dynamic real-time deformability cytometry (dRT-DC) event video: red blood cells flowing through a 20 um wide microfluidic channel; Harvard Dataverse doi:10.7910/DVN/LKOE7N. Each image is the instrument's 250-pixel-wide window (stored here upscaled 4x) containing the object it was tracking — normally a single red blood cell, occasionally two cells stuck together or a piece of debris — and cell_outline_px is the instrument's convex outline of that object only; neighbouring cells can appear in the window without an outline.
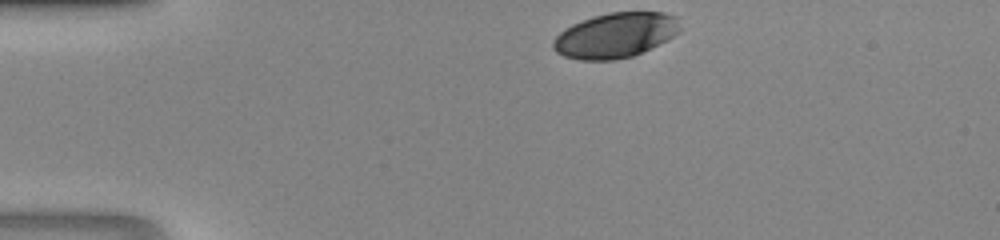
{"species": "human", "species_latin": "Homo sapiens", "temperature_condition": "room temperature", "stored_images_in_passage": 30, "camera_frame_rate_fps": 3000, "um_per_image_px": 0.085, "donor": {"sex": "male"}, "frame": {"image": 1, "passage_image": 1, "time_ms": 0.0, "image_size_px": [1000, 240], "cell_outline_px": [[680, 32], [632, 56], [616, 60], [580, 60], [564, 56], [556, 52], [552, 48], [552, 40], [564, 28], [572, 24], [592, 16], [608, 12], [664, 12], [676, 16], [680, 28]], "centroid_in_image_um": [52.26, 2.99], "position_along_channel_um": 32.7, "area_um2": 33.18}}
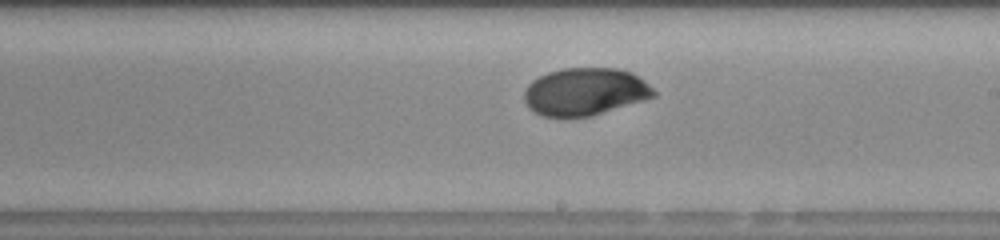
{"frame": {"image": 2, "passage_image": 19, "time_ms": 6.0, "image_size_px": [1000, 240], "cell_outline_px": [[656, 96], [644, 100], [592, 116], [544, 116], [532, 112], [528, 108], [524, 100], [524, 92], [528, 84], [532, 80], [548, 72], [564, 68], [616, 68], [632, 72], [648, 84], [656, 92]], "centroid_in_image_um": [49.71, 7.79], "position_along_channel_um": 239.3, "area_um2": 35.84}}
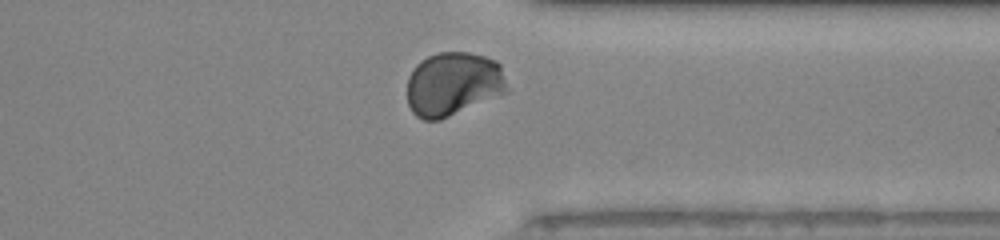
{"frame": {"image": 3, "passage_image": 28, "time_ms": 9.0, "image_size_px": [1000, 240], "cell_outline_px": [[508, 92], [440, 120], [424, 120], [416, 116], [412, 112], [408, 104], [408, 76], [416, 64], [420, 60], [428, 56], [440, 52], [468, 52], [484, 56], [496, 60], [500, 64], [508, 88]], "centroid_in_image_um": [38.52, 7.13], "position_along_channel_um": 372.9, "area_um2": 37.34}}